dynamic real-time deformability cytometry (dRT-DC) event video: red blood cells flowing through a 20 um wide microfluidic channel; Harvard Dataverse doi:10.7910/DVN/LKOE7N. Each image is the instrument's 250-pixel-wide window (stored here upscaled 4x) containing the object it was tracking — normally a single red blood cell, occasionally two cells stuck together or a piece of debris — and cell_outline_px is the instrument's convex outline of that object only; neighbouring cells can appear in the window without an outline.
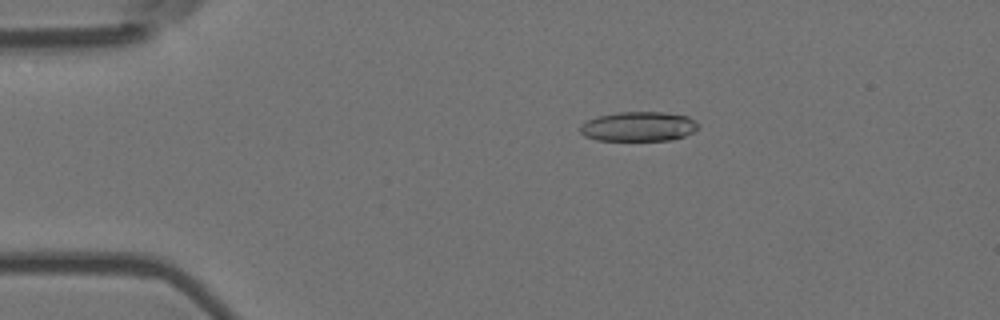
{"species": "Egyptian fruit bat (a non-hibernating species)", "species_latin": "Rousettus aegyptiacus", "temperature_condition": "room temperature", "stored_images_in_passage": 56, "camera_frame_rate_fps": 3000, "um_per_image_px": 0.085, "animal": {"sex": "female"}, "frame": {"image": 1, "passage_image": 11, "time_ms": 3.333, "image_size_px": [1000, 320], "cell_outline_px": [[700, 124], [692, 132], [684, 136], [672, 140], [596, 140], [584, 136], [580, 132], [580, 124], [596, 116], [616, 112], [664, 112], [688, 116]], "centroid_in_image_um": [54.25, 10.74], "position_along_channel_um": 30.7, "area_um2": 20.46}}
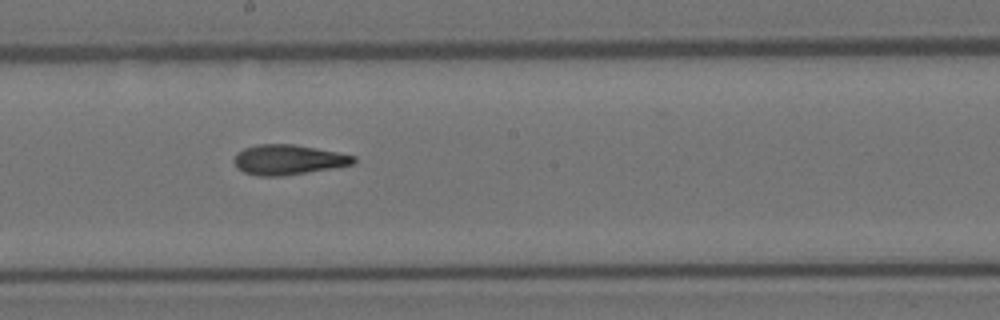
{"frame": {"image": 2, "passage_image": 31, "time_ms": 10.0, "image_size_px": [1000, 320], "cell_outline_px": [[356, 160], [352, 164], [332, 168], [284, 176], [256, 176], [244, 172], [236, 168], [232, 160], [236, 152], [244, 148], [256, 144], [292, 144], [316, 148], [356, 156]], "centroid_in_image_um": [24.43, 13.58], "position_along_channel_um": 223.8, "area_um2": 21.04}}
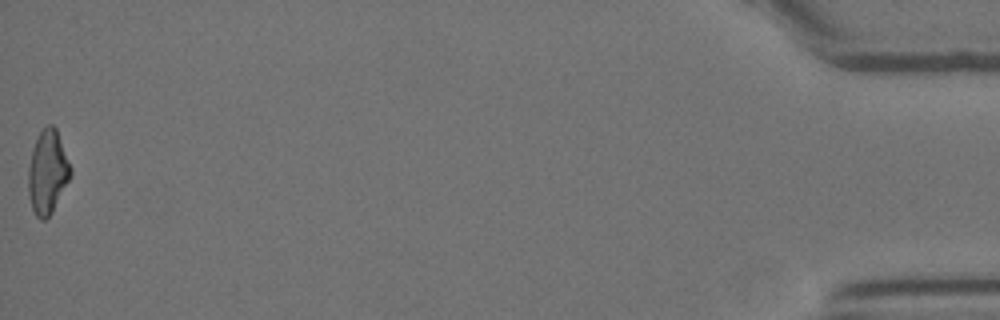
{"frame": {"image": 3, "passage_image": 56, "time_ms": 18.333, "image_size_px": [1000, 320], "cell_outline_px": [[72, 176], [52, 212], [44, 220], [40, 220], [36, 216], [32, 208], [28, 192], [28, 168], [32, 148], [40, 132], [48, 124], [52, 124], [56, 128], [72, 168]], "centroid_in_image_um": [4.05, 14.63], "position_along_channel_um": 431.1, "area_um2": 20.69}, "authors_computed_cell_mechanics": {"area_um2": 21.0392, "velocity_mm_per_s": 3.6766, "shape_relaxation_time_tau1_ms": null, "shape_relaxation_time_tau2_ms": 3.233, "deformation_change_tau1": null, "deformation_change_tau2": 0.1284}}